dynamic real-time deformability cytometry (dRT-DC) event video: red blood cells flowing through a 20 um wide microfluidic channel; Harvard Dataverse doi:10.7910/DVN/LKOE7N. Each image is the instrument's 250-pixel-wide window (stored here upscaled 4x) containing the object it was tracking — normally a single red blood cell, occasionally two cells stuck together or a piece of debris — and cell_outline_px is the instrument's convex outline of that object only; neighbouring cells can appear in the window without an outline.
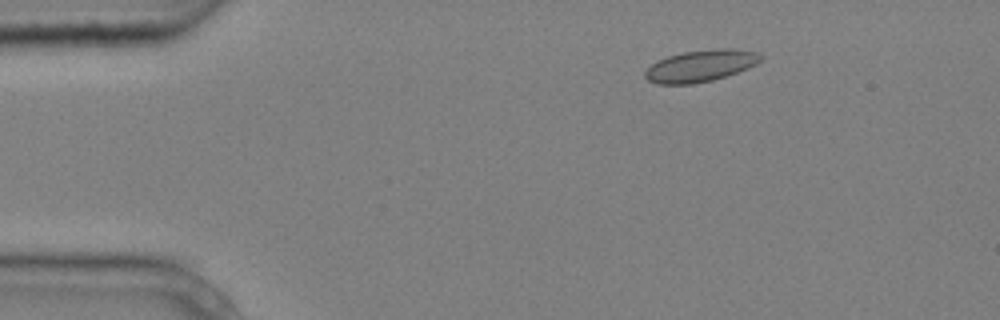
{"species": "common noctule bat (a hibernating species)", "species_latin": "Nyctalus noctula", "temperature_condition": "cold", "stored_images_in_passage": 5, "camera_frame_rate_fps": 3000, "um_per_image_px": 0.085, "animal": {"sex": "male", "body_mass_g": 20.4}, "frame": {"image": 1, "passage_image": 3, "time_ms": 0.667, "image_size_px": [1000, 320], "cell_outline_px": [[764, 56], [756, 64], [748, 68], [712, 80], [692, 84], [656, 84], [648, 80], [644, 76], [644, 72], [652, 64], [668, 56], [684, 52], [716, 48], [732, 48], [756, 52]], "centroid_in_image_um": [59.55, 5.59], "position_along_channel_um": 25.4, "area_um2": 21.21}}